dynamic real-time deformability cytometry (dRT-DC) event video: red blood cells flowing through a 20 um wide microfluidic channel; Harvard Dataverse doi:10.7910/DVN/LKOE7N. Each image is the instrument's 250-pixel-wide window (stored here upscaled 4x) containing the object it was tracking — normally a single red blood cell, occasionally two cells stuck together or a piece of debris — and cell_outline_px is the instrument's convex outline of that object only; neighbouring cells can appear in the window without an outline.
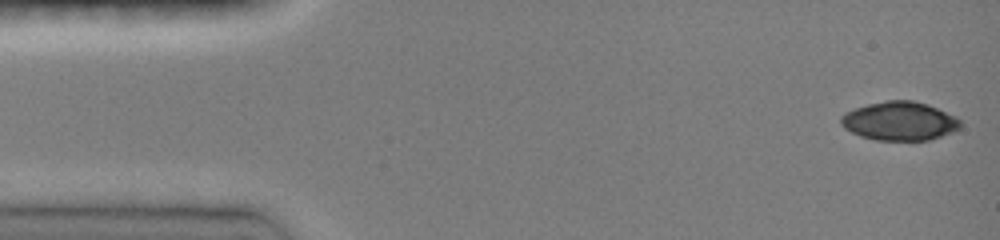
{"species": "common noctule bat (a hibernating species)", "species_latin": "Nyctalus noctula", "temperature_condition": "room temperature", "stored_images_in_passage": 46, "camera_frame_rate_fps": 3000, "um_per_image_px": 0.085, "animal": {"sex": "female", "body_mass_g": 19.0, "forearm_length_mm": 51.5}, "frame": {"image": 1, "passage_image": 1, "time_ms": 0.0, "image_size_px": [1000, 240], "cell_outline_px": [[960, 128], [952, 132], [928, 140], [876, 140], [860, 136], [844, 128], [840, 124], [840, 116], [844, 112], [868, 104], [884, 100], [912, 100], [928, 104], [956, 116], [960, 120]], "centroid_in_image_um": [76.44, 10.28], "position_along_channel_um": 8.6, "area_um2": 27.05}}
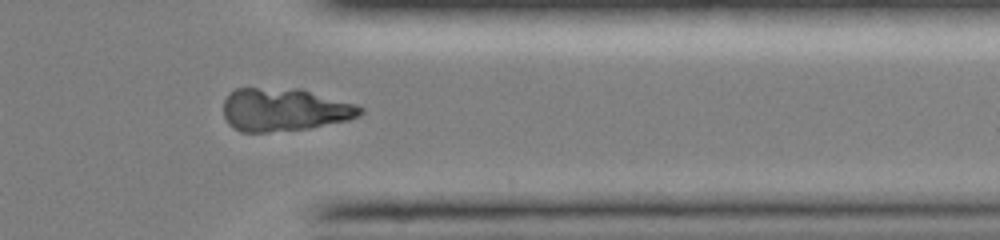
{"frame": {"image": 2, "passage_image": 37, "time_ms": 12.0, "image_size_px": [1000, 240], "cell_outline_px": [[364, 112], [360, 116], [348, 120], [308, 128], [268, 132], [240, 132], [232, 128], [228, 124], [224, 116], [224, 100], [236, 88], [300, 88], [356, 104], [364, 108]], "centroid_in_image_um": [24.18, 9.32], "position_along_channel_um": 387.2, "area_um2": 34.45}}
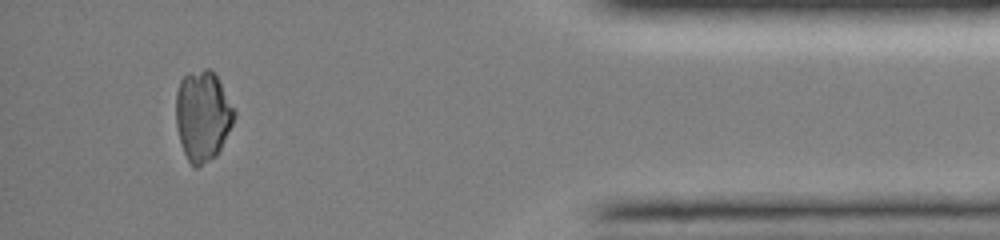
{"frame": {"image": 3, "passage_image": 42, "time_ms": 13.667, "image_size_px": [1000, 240], "cell_outline_px": [[236, 116], [216, 156], [196, 168], [188, 160], [184, 152], [180, 140], [176, 124], [176, 92], [180, 80], [188, 72], [204, 68], [208, 68], [216, 72], [236, 112]], "centroid_in_image_um": [17.23, 9.78], "position_along_channel_um": 418.0, "area_um2": 30.81}}